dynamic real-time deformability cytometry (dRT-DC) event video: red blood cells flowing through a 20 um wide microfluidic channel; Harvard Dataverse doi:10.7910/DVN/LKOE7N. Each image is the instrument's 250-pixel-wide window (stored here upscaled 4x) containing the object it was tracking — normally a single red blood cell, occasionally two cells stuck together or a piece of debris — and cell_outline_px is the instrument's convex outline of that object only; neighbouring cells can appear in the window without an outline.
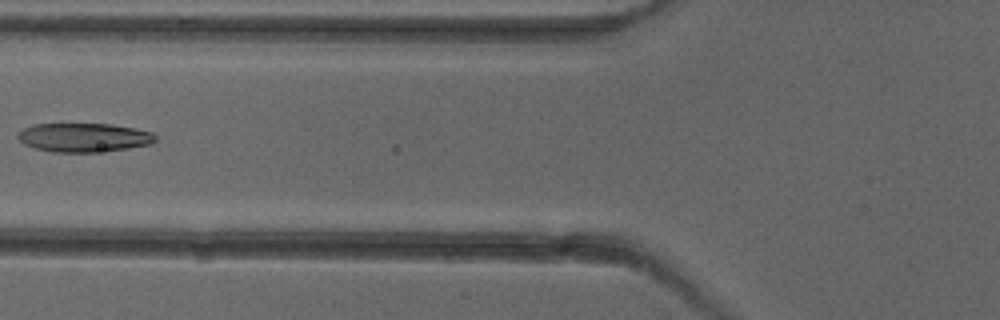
{"species": "common noctule bat (a hibernating species)", "species_latin": "Nyctalus noctula", "temperature_condition": "cold", "stored_images_in_passage": 5, "camera_frame_rate_fps": 3000, "um_per_image_px": 0.085, "animal": {"sex": "female"}, "frame": {"image": 1, "passage_image": 5, "time_ms": 5.667, "image_size_px": [1000, 320], "cell_outline_px": [[156, 140], [152, 144], [128, 148], [92, 152], [52, 152], [36, 148], [24, 144], [16, 136], [24, 128], [32, 124], [112, 124], [152, 132], [156, 136]], "centroid_in_image_um": [7.13, 11.68], "position_along_channel_um": 118.7, "area_um2": 23.0}}